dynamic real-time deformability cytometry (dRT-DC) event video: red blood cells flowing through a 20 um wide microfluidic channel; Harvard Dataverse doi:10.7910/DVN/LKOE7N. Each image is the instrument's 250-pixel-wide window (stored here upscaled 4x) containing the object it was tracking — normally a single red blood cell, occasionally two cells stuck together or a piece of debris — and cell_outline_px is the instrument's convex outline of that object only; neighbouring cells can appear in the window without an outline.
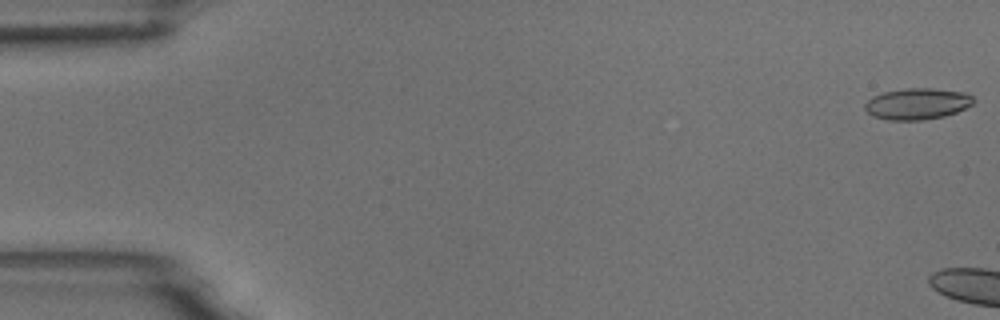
{"species": "common noctule bat (a hibernating species)", "species_latin": "Nyctalus noctula", "temperature_condition": "room temperature", "stored_images_in_passage": 3, "camera_frame_rate_fps": 3000, "um_per_image_px": 0.085, "animal": {"sex": "male", "body_mass_g": 18.8}, "frame": {"image": 1, "passage_image": 1, "time_ms": 0.0, "image_size_px": [1000, 320], "cell_outline_px": [[976, 100], [972, 104], [956, 112], [944, 116], [924, 120], [888, 120], [872, 116], [864, 108], [864, 104], [872, 96], [884, 92], [908, 88], [932, 88], [964, 92], [972, 96]], "centroid_in_image_um": [77.96, 8.82], "position_along_channel_um": 7.0, "area_um2": 19.83}}